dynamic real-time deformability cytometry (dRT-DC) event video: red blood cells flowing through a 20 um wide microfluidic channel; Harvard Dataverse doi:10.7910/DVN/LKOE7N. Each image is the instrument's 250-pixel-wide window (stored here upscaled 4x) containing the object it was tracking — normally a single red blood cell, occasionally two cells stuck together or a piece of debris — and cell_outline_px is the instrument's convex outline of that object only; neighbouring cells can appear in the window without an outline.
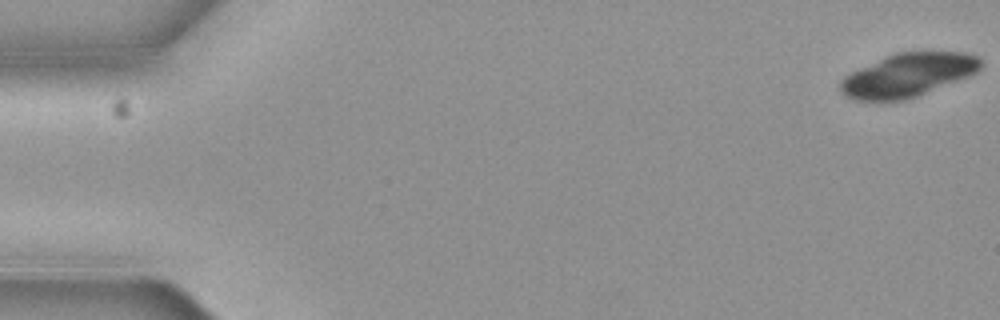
{"species": "common noctule bat (a hibernating species)", "species_latin": "Nyctalus noctula", "temperature_condition": "cold", "stored_images_in_passage": 9, "camera_frame_rate_fps": 3000, "um_per_image_px": 0.085, "animal": {"sex": "female", "body_mass_g": 19.3, "forearm_length_mm": 54.1}, "frame": {"image": 1, "passage_image": 1, "time_ms": 0.0, "image_size_px": [1000, 320], "cell_outline_px": [[980, 68], [976, 72], [968, 76], [908, 100], [880, 104], [856, 100], [844, 96], [840, 92], [840, 80], [844, 76], [884, 56], [896, 52], [964, 52], [976, 56], [980, 60]], "centroid_in_image_um": [77.09, 6.43], "position_along_channel_um": 7.9, "area_um2": 36.07}}
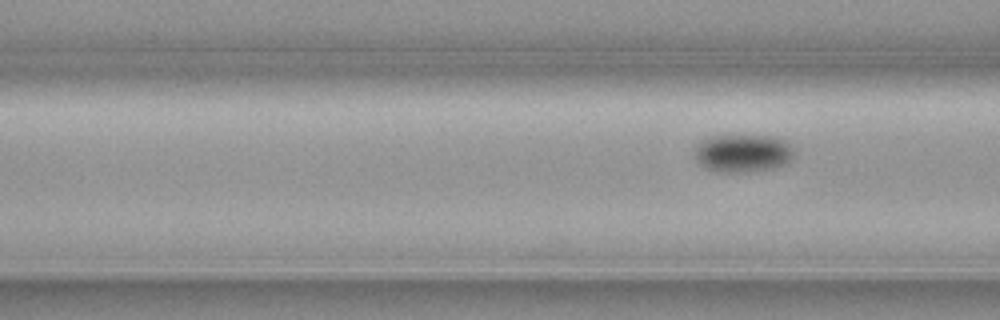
{"frame": {"image": 2, "passage_image": 8, "time_ms": 2.333, "image_size_px": [1000, 320], "cell_outline_px": [[792, 156], [784, 164], [772, 168], [736, 172], [724, 172], [708, 168], [700, 164], [696, 160], [696, 148], [704, 140], [712, 136], [772, 136], [784, 140], [792, 148]], "centroid_in_image_um": [63.14, 13.01], "position_along_channel_um": 103.5, "area_um2": 21.15}}